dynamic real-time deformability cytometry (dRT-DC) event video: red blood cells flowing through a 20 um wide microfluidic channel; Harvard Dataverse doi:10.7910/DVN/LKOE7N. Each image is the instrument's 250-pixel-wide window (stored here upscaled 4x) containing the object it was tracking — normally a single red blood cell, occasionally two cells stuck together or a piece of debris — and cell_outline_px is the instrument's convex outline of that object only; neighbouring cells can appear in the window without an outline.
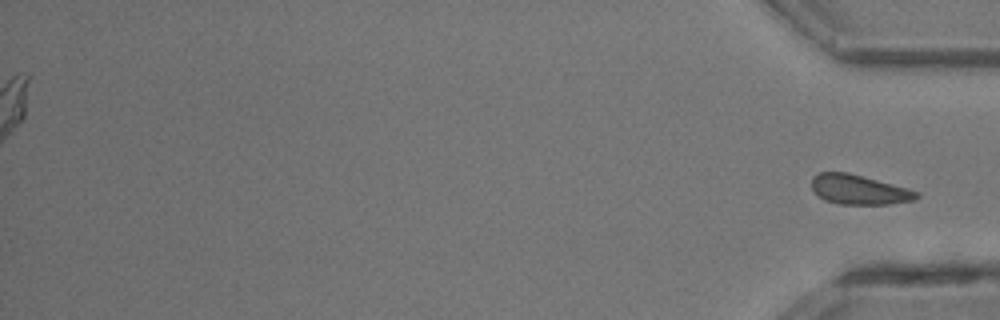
{"species": "common noctule bat (a hibernating species)", "species_latin": "Nyctalus noctula", "temperature_condition": "room temperature", "stored_images_in_passage": 37, "camera_frame_rate_fps": 3000, "um_per_image_px": 0.085, "animal": {"sex": "male", "body_mass_g": 13.3}, "frame": {"image": 1, "passage_image": 37, "time_ms": 12.0, "image_size_px": [1000, 320], "cell_outline_px": [[920, 196], [912, 200], [888, 204], [840, 204], [824, 200], [812, 188], [812, 176], [816, 172], [848, 172], [908, 188], [920, 192]], "centroid_in_image_um": [73.01, 16.11], "position_along_channel_um": 362.2, "area_um2": 18.09}}